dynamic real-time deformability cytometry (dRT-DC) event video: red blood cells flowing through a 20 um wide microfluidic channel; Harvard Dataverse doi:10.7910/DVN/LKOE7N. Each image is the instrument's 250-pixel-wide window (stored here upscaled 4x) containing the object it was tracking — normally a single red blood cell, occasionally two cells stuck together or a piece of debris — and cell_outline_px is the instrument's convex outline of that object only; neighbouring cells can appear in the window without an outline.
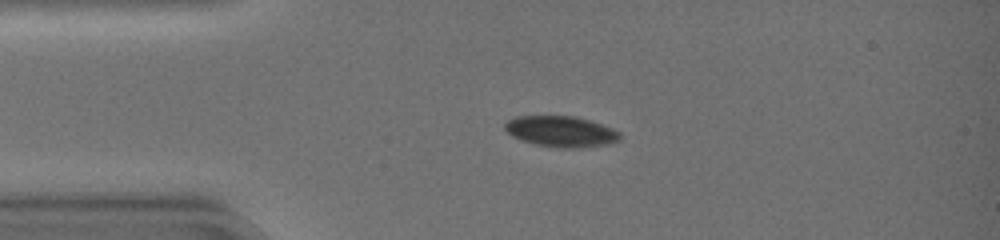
{"species": "common noctule bat (a hibernating species)", "species_latin": "Nyctalus noctula", "temperature_condition": "warm", "stored_images_in_passage": 35, "camera_frame_rate_fps": 3000, "um_per_image_px": 0.085, "animal": {"sex": "female", "body_mass_g": 19.0, "forearm_length_mm": 51.5}, "frame": {"image": 1, "passage_image": 1, "time_ms": 0.0, "image_size_px": [1000, 240], "cell_outline_px": [[620, 140], [604, 144], [580, 148], [560, 148], [536, 144], [512, 136], [504, 128], [504, 124], [508, 120], [516, 116], [572, 116], [588, 120], [612, 128], [620, 132]], "centroid_in_image_um": [47.67, 11.17], "position_along_channel_um": 37.3, "area_um2": 20.4}}
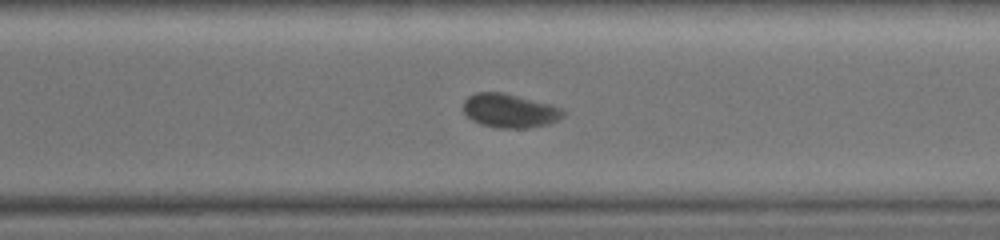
{"frame": {"image": 2, "passage_image": 23, "time_ms": 7.333, "image_size_px": [1000, 240], "cell_outline_px": [[564, 116], [548, 124], [524, 128], [496, 128], [480, 124], [472, 120], [464, 112], [464, 100], [468, 96], [476, 92], [504, 92], [552, 104], [564, 108]], "centroid_in_image_um": [43.33, 9.4], "position_along_channel_um": 327.3, "area_um2": 19.88}}
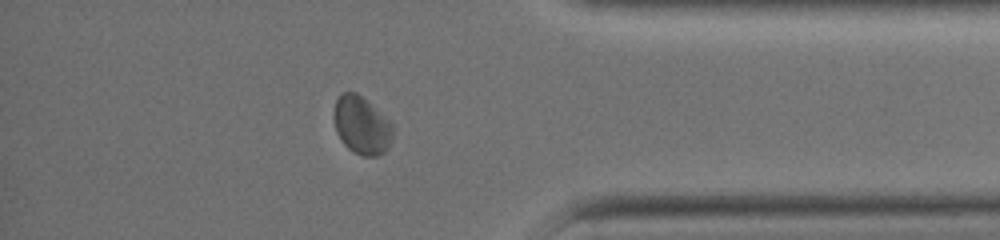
{"frame": {"image": 3, "passage_image": 29, "time_ms": 9.333, "image_size_px": [1000, 240], "cell_outline_px": [[392, 140], [388, 148], [384, 152], [376, 156], [364, 156], [352, 152], [344, 144], [336, 132], [336, 100], [340, 92], [356, 92], [388, 120], [392, 124]], "centroid_in_image_um": [30.75, 10.68], "position_along_channel_um": 404.4, "area_um2": 19.36}, "authors_computed_cell_mechanics": {"area_um2": 20.7502, "velocity_mm_per_s": 4.3302, "shape_relaxation_time_tau1_ms": 3.1442, "shape_relaxation_time_tau2_ms": null, "deformation_change_tau1": 0.0669, "deformation_change_tau2": null}}